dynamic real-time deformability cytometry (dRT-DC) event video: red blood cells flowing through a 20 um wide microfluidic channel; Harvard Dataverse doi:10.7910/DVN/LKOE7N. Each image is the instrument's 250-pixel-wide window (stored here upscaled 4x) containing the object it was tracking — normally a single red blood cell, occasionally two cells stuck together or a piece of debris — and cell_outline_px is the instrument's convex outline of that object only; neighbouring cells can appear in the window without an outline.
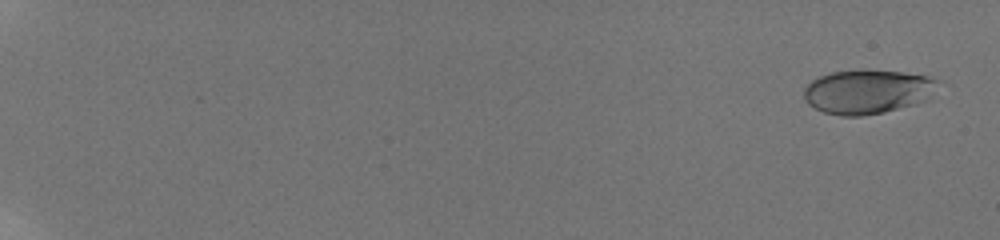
{"species": "human", "species_latin": "Homo sapiens", "temperature_condition": "room temperature", "stored_images_in_passage": 45, "camera_frame_rate_fps": 3000, "um_per_image_px": 0.085, "donor": {"sex": "male"}, "frame": {"image": 1, "passage_image": 2, "time_ms": 0.667, "image_size_px": [1000, 240], "cell_outline_px": [[936, 80], [928, 100], [916, 104], [884, 112], [860, 116], [840, 116], [824, 112], [808, 104], [804, 100], [804, 88], [812, 80], [820, 76], [832, 72], [864, 68], [868, 68], [904, 72], [928, 76]], "centroid_in_image_um": [73.69, 7.77], "position_along_channel_um": 11.3, "area_um2": 34.68}}
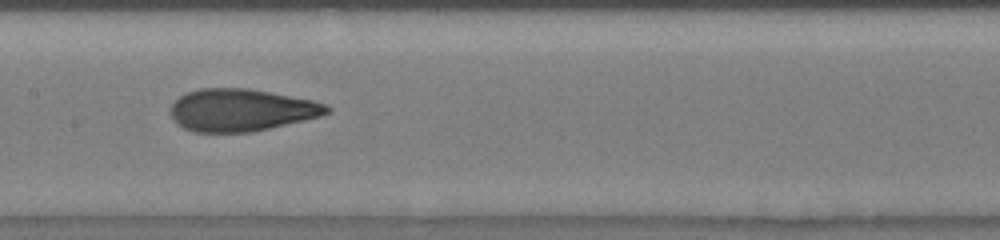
{"frame": {"image": 2, "passage_image": 26, "time_ms": 11.333, "image_size_px": [1000, 240], "cell_outline_px": [[332, 112], [320, 116], [304, 120], [252, 132], [196, 132], [184, 128], [176, 124], [168, 108], [180, 96], [188, 92], [200, 88], [248, 88], [312, 100], [324, 104], [332, 108]], "centroid_in_image_um": [20.49, 9.35], "position_along_channel_um": 186.9, "area_um2": 38.49}}
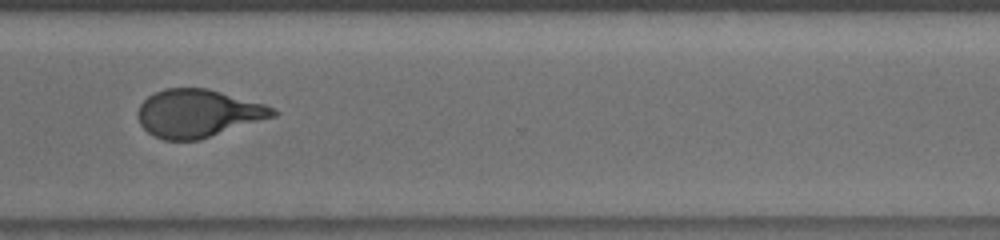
{"frame": {"image": 3, "passage_image": 34, "time_ms": 15.667, "image_size_px": [1000, 240], "cell_outline_px": [[280, 112], [276, 116], [200, 140], [164, 140], [152, 136], [140, 124], [136, 116], [136, 112], [140, 104], [148, 96], [164, 88], [208, 88], [264, 104]], "centroid_in_image_um": [16.81, 9.64], "position_along_channel_um": 353.8, "area_um2": 37.86}, "authors_computed_cell_mechanics": {"area_um2": 37.5122, "velocity_mm_per_s": 3.8678, "shape_relaxation_time_tau1_ms": 5.6107, "shape_relaxation_time_tau2_ms": 1.0031, "deformation_change_tau1": 0.2115, "deformation_change_tau2": 0.0769}}